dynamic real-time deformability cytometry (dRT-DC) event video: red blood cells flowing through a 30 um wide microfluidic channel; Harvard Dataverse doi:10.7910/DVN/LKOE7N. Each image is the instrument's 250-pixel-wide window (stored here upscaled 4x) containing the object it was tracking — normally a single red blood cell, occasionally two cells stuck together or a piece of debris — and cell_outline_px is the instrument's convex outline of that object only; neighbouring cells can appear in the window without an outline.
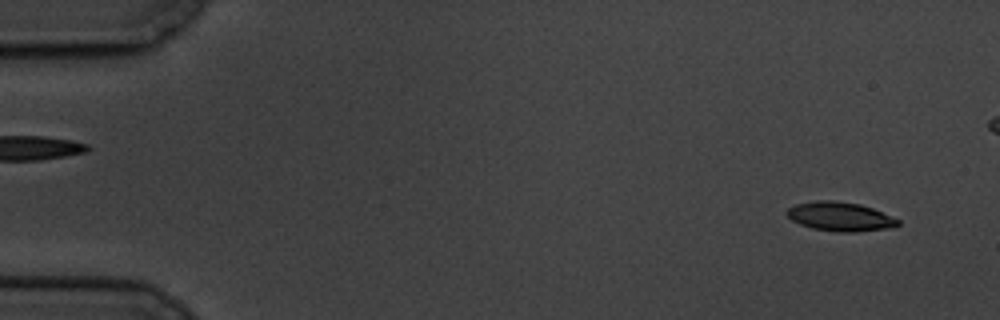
{"species": "common noctule bat (a hibernating species)", "species_latin": "Nyctalus noctula", "temperature_condition": "cold", "stored_images_in_passage": 7, "segment_of_instrument_passage": [2, 2], "camera_frame_rate_fps": 3000, "um_per_image_px": 0.085, "animal": {"sex": "male", "body_mass_g": 19.5, "forearm_length_mm": 54.6}, "frame": {"image": 1, "passage_image": 7, "time_ms": 7.0, "image_size_px": [1000, 320], "cell_outline_px": [[900, 224], [884, 228], [856, 232], [836, 232], [812, 228], [800, 224], [792, 220], [784, 212], [788, 208], [796, 204], [816, 200], [836, 200], [860, 204], [872, 208], [900, 220]], "centroid_in_image_um": [71.36, 18.39], "position_along_channel_um": 13.6, "area_um2": 18.73}}